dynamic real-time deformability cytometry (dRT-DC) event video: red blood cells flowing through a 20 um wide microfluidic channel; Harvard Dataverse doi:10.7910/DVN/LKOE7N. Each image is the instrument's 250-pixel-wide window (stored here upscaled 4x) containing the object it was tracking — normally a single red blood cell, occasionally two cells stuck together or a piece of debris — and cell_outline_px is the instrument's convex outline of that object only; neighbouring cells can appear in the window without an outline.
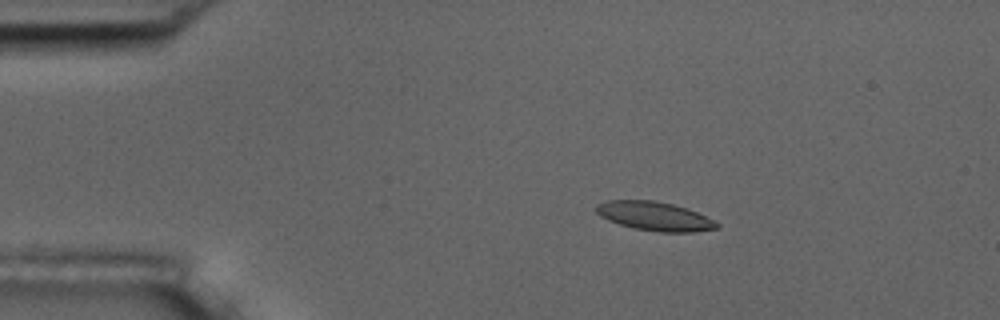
{"species": "common noctule bat (a hibernating species)", "species_latin": "Nyctalus noctula", "temperature_condition": "room temperature", "stored_images_in_passage": 3, "camera_frame_rate_fps": 3000, "um_per_image_px": 0.085, "animal": {"sex": "male", "body_mass_g": 17.5, "forearm_length_mm": 52.3}, "frame": {"image": 1, "passage_image": 2, "time_ms": 1.0, "image_size_px": [1000, 320], "cell_outline_px": [[720, 228], [696, 232], [660, 232], [632, 228], [608, 220], [600, 216], [596, 212], [596, 204], [608, 200], [652, 200], [672, 204], [696, 212], [720, 224]], "centroid_in_image_um": [55.63, 18.38], "position_along_channel_um": 29.4, "area_um2": 20.23}}